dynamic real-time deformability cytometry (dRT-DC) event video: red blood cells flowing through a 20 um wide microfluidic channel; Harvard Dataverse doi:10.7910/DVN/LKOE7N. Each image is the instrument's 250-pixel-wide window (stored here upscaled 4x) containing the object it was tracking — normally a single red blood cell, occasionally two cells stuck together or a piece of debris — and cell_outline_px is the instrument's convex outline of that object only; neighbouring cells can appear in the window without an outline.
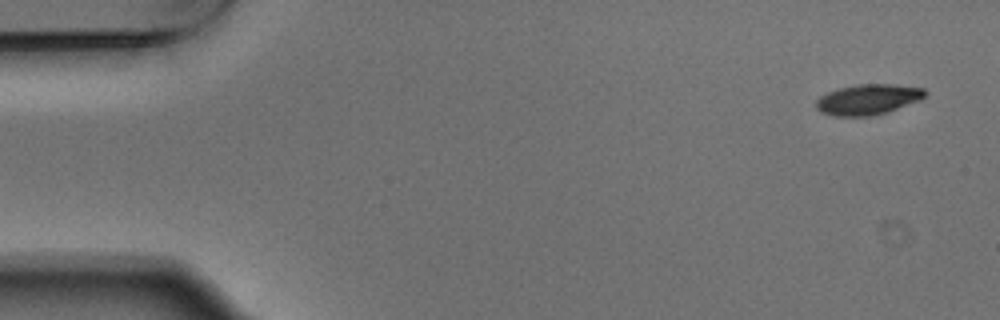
{"species": "Egyptian fruit bat (a non-hibernating species)", "species_latin": "Rousettus aegyptiacus", "temperature_condition": "warm", "stored_images_in_passage": 6, "camera_frame_rate_fps": 3000, "um_per_image_px": 0.085, "animal": {"sex": "male"}, "frame": {"image": 1, "passage_image": 1, "time_ms": 0.0, "image_size_px": [1000, 320], "cell_outline_px": [[928, 92], [920, 100], [888, 112], [872, 116], [836, 116], [820, 112], [816, 108], [816, 100], [820, 96], [828, 92], [840, 88], [856, 84], [892, 84], [924, 88]], "centroid_in_image_um": [73.79, 8.45], "position_along_channel_um": 11.2, "area_um2": 19.42}}
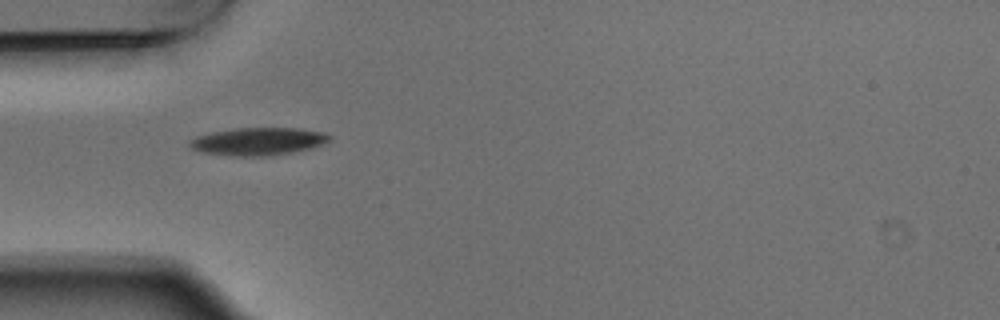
{"frame": {"image": 2, "passage_image": 5, "time_ms": 1.333, "image_size_px": [1000, 320], "cell_outline_px": [[328, 140], [312, 148], [292, 152], [268, 156], [236, 156], [204, 152], [188, 148], [188, 140], [196, 136], [212, 132], [236, 128], [300, 128], [324, 132], [328, 136]], "centroid_in_image_um": [21.88, 12.01], "position_along_channel_um": 63.1, "area_um2": 22.43}}
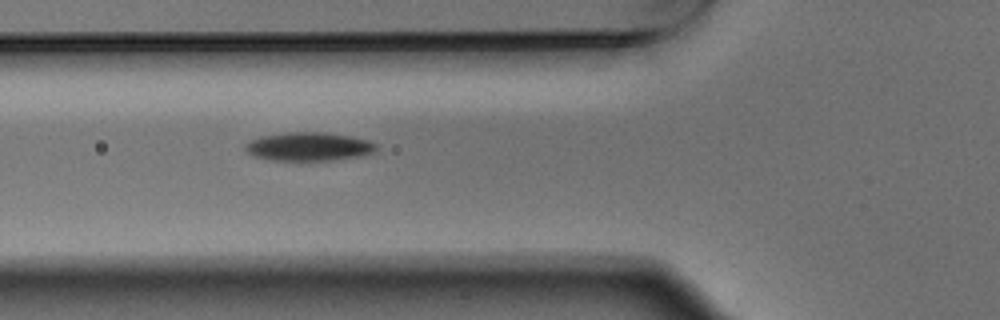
{"frame": {"image": 3, "passage_image": 6, "time_ms": 1.667, "image_size_px": [1000, 320], "cell_outline_px": [[376, 152], [364, 156], [332, 160], [268, 160], [252, 156], [244, 152], [244, 144], [260, 136], [284, 132], [324, 132], [352, 136], [368, 140], [376, 144]], "centroid_in_image_um": [26.22, 12.46], "position_along_channel_um": 99.6, "area_um2": 22.2}}